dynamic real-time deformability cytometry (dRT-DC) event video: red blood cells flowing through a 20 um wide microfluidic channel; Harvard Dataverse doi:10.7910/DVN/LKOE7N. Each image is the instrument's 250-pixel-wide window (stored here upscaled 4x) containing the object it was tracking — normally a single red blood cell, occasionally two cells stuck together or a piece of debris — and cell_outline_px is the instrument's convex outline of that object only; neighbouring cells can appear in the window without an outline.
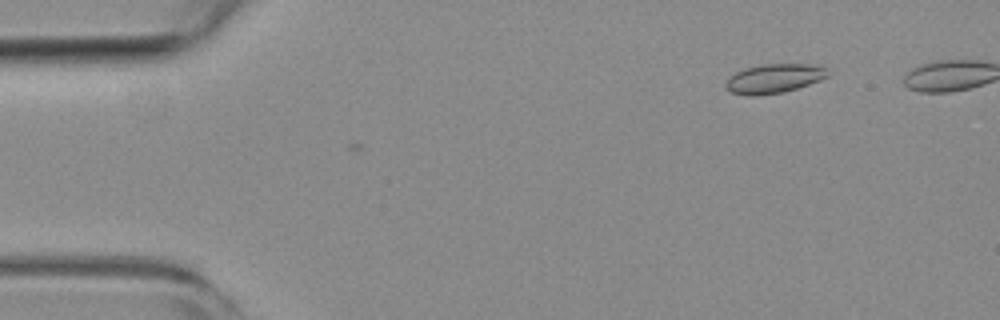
{"species": "common noctule bat (a hibernating species)", "species_latin": "Nyctalus noctula", "temperature_condition": "room temperature", "stored_images_in_passage": 2, "camera_frame_rate_fps": 3000, "um_per_image_px": 0.085, "animal": {"sex": "female", "body_mass_g": 19.3, "forearm_length_mm": 54.1}, "frame": {"image": 1, "passage_image": 2, "time_ms": 0.333, "image_size_px": [1000, 320], "cell_outline_px": [[832, 72], [828, 76], [820, 80], [784, 92], [756, 96], [748, 96], [728, 92], [724, 88], [724, 84], [728, 76], [744, 68], [764, 64], [816, 64], [828, 68]], "centroid_in_image_um": [65.77, 6.67], "position_along_channel_um": 19.2, "area_um2": 17.8}}